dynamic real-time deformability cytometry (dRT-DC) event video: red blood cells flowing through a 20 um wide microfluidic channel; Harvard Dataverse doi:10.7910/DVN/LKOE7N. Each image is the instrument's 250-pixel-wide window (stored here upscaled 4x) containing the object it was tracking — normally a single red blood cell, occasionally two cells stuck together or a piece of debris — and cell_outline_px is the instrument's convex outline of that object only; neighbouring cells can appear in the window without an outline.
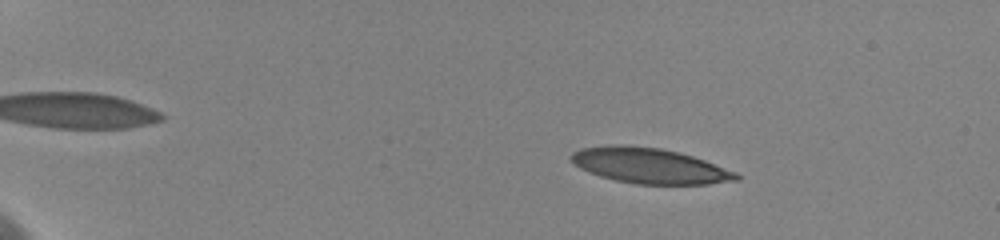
{"species": "human", "species_latin": "Homo sapiens", "temperature_condition": "cold", "stored_images_in_passage": 39, "camera_frame_rate_fps": 3000, "um_per_image_px": 0.085, "donor": {"sex": "female"}, "frame": {"image": 1, "passage_image": 10, "time_ms": 2.0, "image_size_px": [1000, 240], "cell_outline_px": [[740, 180], [708, 184], [636, 184], [616, 180], [600, 176], [580, 168], [568, 156], [572, 152], [580, 148], [612, 144], [624, 144], [660, 148], [692, 156], [704, 160], [736, 172], [740, 176]], "centroid_in_image_um": [55.19, 14.08], "position_along_channel_um": 29.8, "area_um2": 33.99}}
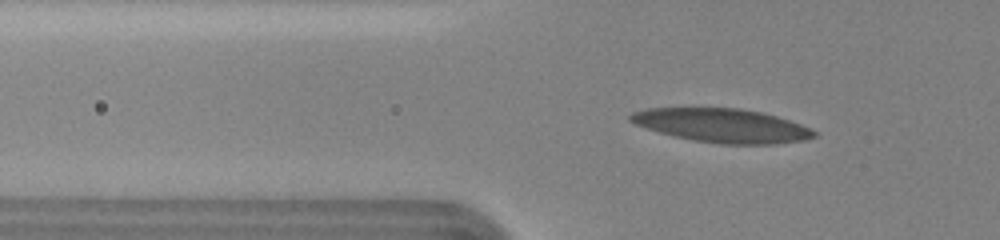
{"frame": {"image": 2, "passage_image": 25, "time_ms": 5.667, "image_size_px": [1000, 240], "cell_outline_px": [[816, 136], [804, 140], [776, 144], [720, 144], [692, 140], [660, 132], [636, 124], [628, 120], [628, 116], [632, 112], [648, 108], [740, 108], [760, 112], [776, 116], [800, 124], [816, 132]], "centroid_in_image_um": [61.37, 10.67], "position_along_channel_um": 64.4, "area_um2": 35.89}}